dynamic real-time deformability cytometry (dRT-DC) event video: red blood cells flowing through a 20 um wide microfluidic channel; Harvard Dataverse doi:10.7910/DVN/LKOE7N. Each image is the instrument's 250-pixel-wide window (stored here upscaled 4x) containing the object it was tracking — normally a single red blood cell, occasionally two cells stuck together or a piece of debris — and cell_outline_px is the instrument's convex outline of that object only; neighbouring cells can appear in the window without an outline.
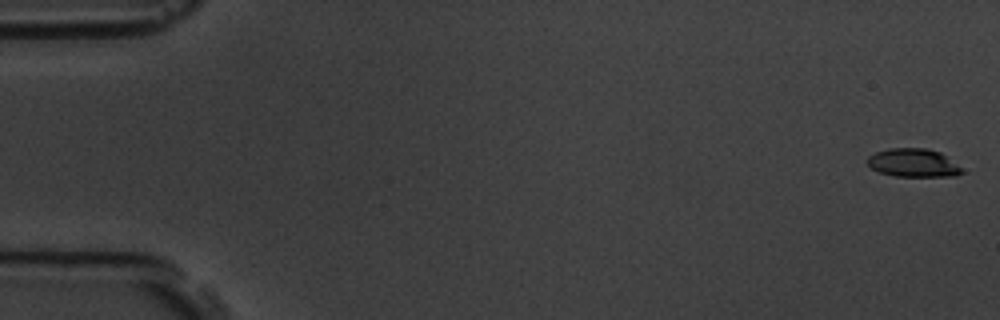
{"species": "common noctule bat (a hibernating species)", "species_latin": "Nyctalus noctula", "temperature_condition": "room temperature", "stored_images_in_passage": 58, "camera_frame_rate_fps": 3000, "um_per_image_px": 0.085, "animal": {"sex": "male", "body_mass_g": 19.5, "forearm_length_mm": 54.6}, "frame": {"image": 1, "passage_image": 1, "time_ms": 0.0, "image_size_px": [1000, 320], "cell_outline_px": [[964, 172], [956, 176], [896, 176], [880, 172], [872, 168], [864, 160], [868, 156], [876, 152], [888, 148], [928, 148], [940, 152], [956, 164]], "centroid_in_image_um": [77.6, 13.83], "position_along_channel_um": 7.4, "area_um2": 15.55}}
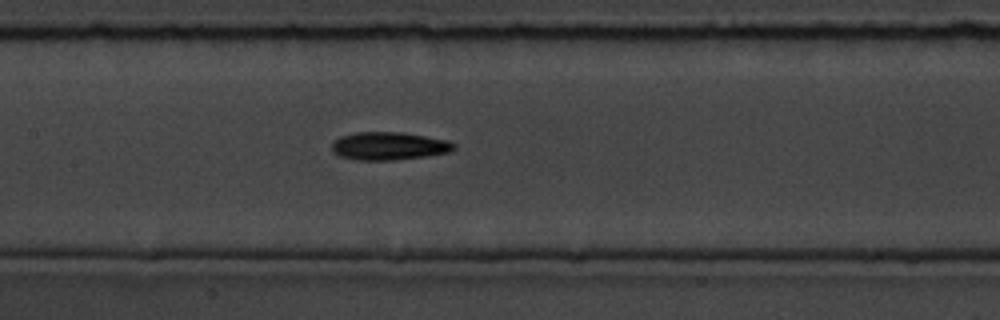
{"frame": {"image": 2, "passage_image": 28, "time_ms": 9.0, "image_size_px": [1000, 320], "cell_outline_px": [[456, 148], [448, 152], [424, 156], [392, 160], [360, 160], [340, 156], [332, 152], [332, 144], [340, 136], [356, 132], [400, 132], [448, 140], [456, 144]], "centroid_in_image_um": [33.05, 12.4], "position_along_channel_um": 174.3, "area_um2": 19.71}}
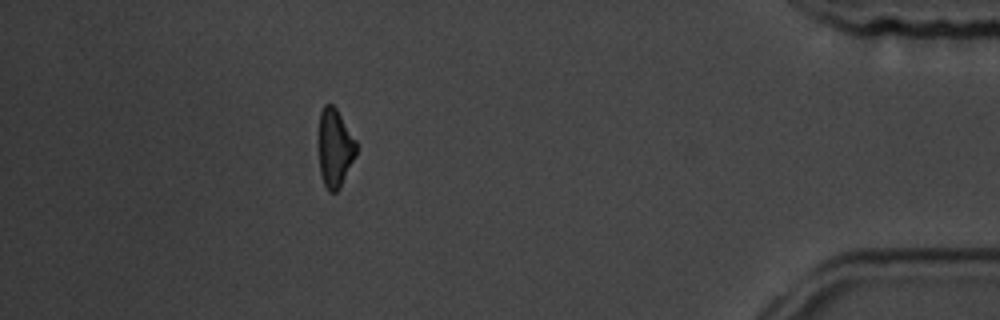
{"frame": {"image": 3, "passage_image": 52, "time_ms": 17.0, "image_size_px": [1000, 320], "cell_outline_px": [[356, 156], [340, 188], [336, 192], [328, 192], [324, 184], [320, 172], [320, 112], [324, 104], [332, 104], [336, 108], [356, 140]], "centroid_in_image_um": [28.49, 12.6], "position_along_channel_um": 406.7, "area_um2": 16.94}, "authors_computed_cell_mechanics": {"area_um2": 18.4093, "velocity_mm_per_s": 3.5452, "shape_relaxation_time_tau1_ms": 6.059, "shape_relaxation_time_tau2_ms": 5.8264, "deformation_change_tau1": 0.1754, "deformation_change_tau2": 0.1568}}